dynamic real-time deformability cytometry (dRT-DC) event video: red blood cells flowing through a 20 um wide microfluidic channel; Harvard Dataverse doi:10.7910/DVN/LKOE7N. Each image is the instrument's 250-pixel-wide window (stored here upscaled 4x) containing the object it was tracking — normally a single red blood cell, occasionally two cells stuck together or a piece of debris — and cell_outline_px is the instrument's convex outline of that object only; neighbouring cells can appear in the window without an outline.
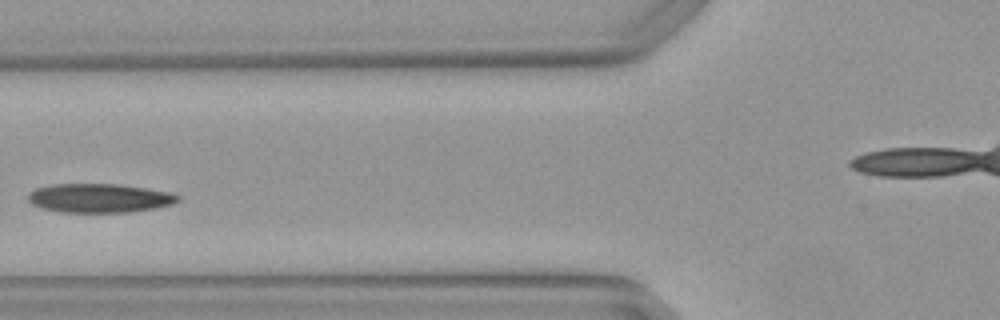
{"species": "Egyptian fruit bat (a non-hibernating species)", "species_latin": "Rousettus aegyptiacus", "temperature_condition": "warm", "stored_images_in_passage": 5, "camera_frame_rate_fps": 3000, "um_per_image_px": 0.085, "animal": {"sex": "female"}, "frame": {"image": 1, "passage_image": 3, "time_ms": 0.667, "image_size_px": [1000, 320], "cell_outline_px": [[180, 200], [172, 204], [156, 208], [132, 212], [60, 212], [40, 208], [32, 204], [28, 200], [28, 192], [36, 188], [48, 184], [120, 184], [168, 192], [180, 196]], "centroid_in_image_um": [8.41, 16.84], "position_along_channel_um": 117.4, "area_um2": 25.43}}